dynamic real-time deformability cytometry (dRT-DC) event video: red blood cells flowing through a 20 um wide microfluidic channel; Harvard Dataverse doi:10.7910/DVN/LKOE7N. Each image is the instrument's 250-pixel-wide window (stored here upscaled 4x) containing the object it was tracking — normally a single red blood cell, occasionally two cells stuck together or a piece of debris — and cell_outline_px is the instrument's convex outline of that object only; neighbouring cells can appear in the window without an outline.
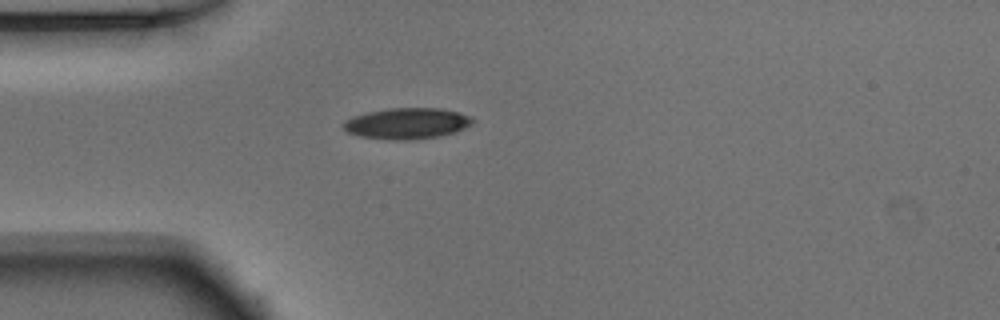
{"species": "Egyptian fruit bat (a non-hibernating species)", "species_latin": "Rousettus aegyptiacus", "temperature_condition": "warm", "stored_images_in_passage": 34, "camera_frame_rate_fps": 3000, "um_per_image_px": 0.085, "animal": {"sex": "male"}, "frame": {"image": 1, "passage_image": 1, "time_ms": 0.0, "image_size_px": [1000, 320], "cell_outline_px": [[476, 120], [472, 124], [464, 128], [440, 136], [412, 140], [392, 140], [360, 136], [348, 132], [344, 128], [344, 120], [352, 116], [368, 112], [388, 108], [440, 108], [472, 116]], "centroid_in_image_um": [34.6, 10.49], "position_along_channel_um": 50.4, "area_um2": 23.35}}
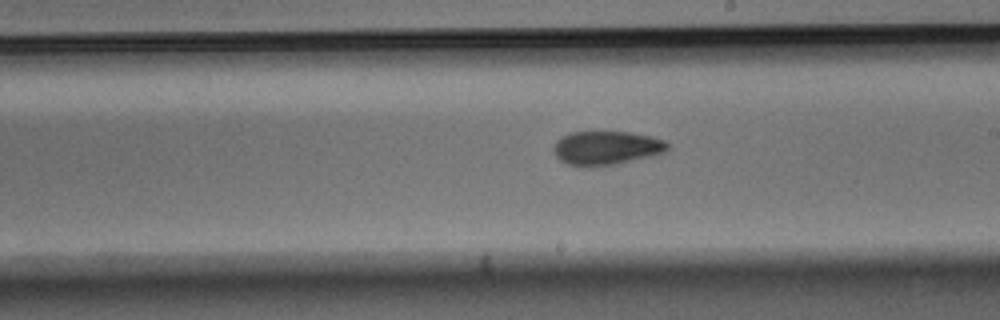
{"frame": {"image": 2, "passage_image": 16, "time_ms": 5.0, "image_size_px": [1000, 320], "cell_outline_px": [[672, 148], [664, 152], [652, 156], [616, 164], [588, 168], [568, 164], [560, 160], [556, 156], [552, 148], [556, 140], [572, 132], [628, 132], [652, 136], [664, 140]], "centroid_in_image_um": [51.55, 12.59], "position_along_channel_um": 237.4, "area_um2": 22.72}}
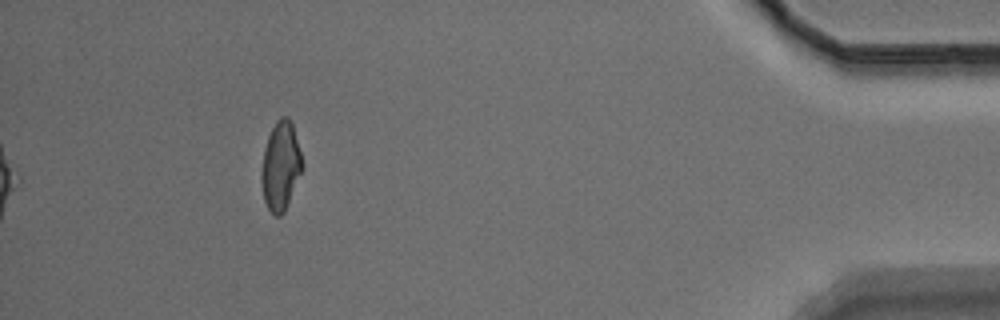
{"frame": {"image": 3, "passage_image": 34, "time_ms": 11.0, "image_size_px": [1000, 320], "cell_outline_px": [[304, 168], [284, 212], [280, 216], [276, 216], [268, 208], [264, 200], [260, 180], [260, 172], [264, 148], [268, 136], [276, 120], [280, 116], [288, 116], [292, 120], [304, 164]], "centroid_in_image_um": [23.86, 14.07], "position_along_channel_um": 411.3, "area_um2": 21.56}, "authors_computed_cell_mechanics": {"area_um2": 22.2819, "velocity_mm_per_s": 3.9041, "shape_relaxation_time_tau1_ms": 7.1027, "shape_relaxation_time_tau2_ms": 3.518, "deformation_change_tau1": 0.1698, "deformation_change_tau2": 0.0943}}